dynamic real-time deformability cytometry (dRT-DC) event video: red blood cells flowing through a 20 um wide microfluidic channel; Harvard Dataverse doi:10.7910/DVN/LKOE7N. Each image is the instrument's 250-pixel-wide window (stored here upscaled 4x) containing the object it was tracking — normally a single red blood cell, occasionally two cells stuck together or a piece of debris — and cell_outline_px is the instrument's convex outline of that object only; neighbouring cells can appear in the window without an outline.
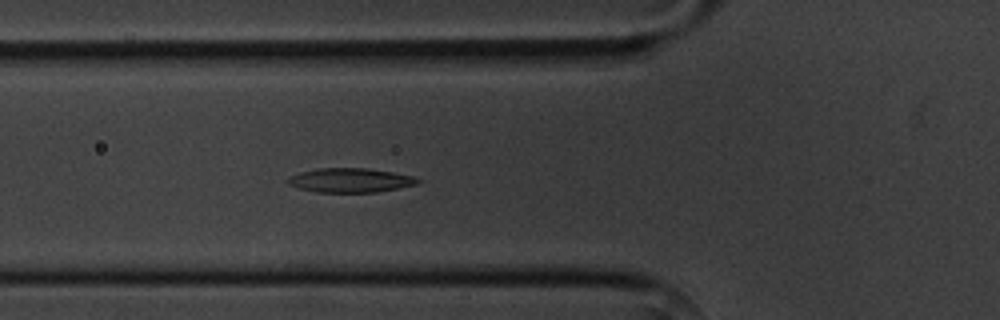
{"species": "common noctule bat (a hibernating species)", "species_latin": "Nyctalus noctula", "temperature_condition": "cold", "stored_images_in_passage": 5, "camera_frame_rate_fps": 3000, "um_per_image_px": 0.085, "animal": {"sex": "male", "body_mass_g": 20.1, "forearm_length_mm": 53.5}, "frame": {"image": 1, "passage_image": 5, "time_ms": 4.667, "image_size_px": [1000, 320], "cell_outline_px": [[420, 180], [416, 184], [376, 192], [316, 192], [300, 188], [288, 184], [284, 180], [288, 176], [300, 172], [316, 168], [368, 168], [392, 172], [412, 176]], "centroid_in_image_um": [29.69, 15.31], "position_along_channel_um": 96.1, "area_um2": 18.26}}